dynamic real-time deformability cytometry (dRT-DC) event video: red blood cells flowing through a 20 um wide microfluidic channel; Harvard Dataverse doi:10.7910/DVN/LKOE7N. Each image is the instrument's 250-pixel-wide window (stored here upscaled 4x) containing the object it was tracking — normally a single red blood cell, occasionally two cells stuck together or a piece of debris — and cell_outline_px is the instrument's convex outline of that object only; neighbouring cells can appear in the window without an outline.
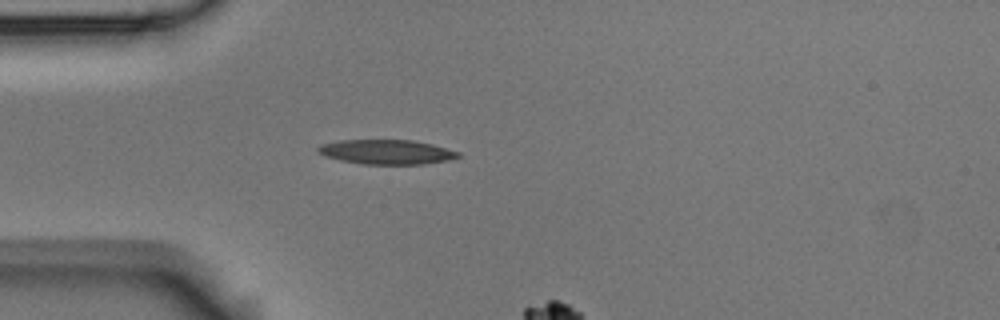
{"species": "Egyptian fruit bat (a non-hibernating species)", "species_latin": "Rousettus aegyptiacus", "temperature_condition": "room temperature", "stored_images_in_passage": 6, "camera_frame_rate_fps": 3000, "um_per_image_px": 0.085, "animal": {"sex": "male"}, "frame": {"image": 1, "passage_image": 5, "time_ms": 1.333, "image_size_px": [1000, 320], "cell_outline_px": [[460, 156], [444, 160], [420, 164], [364, 164], [340, 160], [324, 156], [316, 152], [316, 148], [320, 144], [340, 140], [412, 140], [432, 144], [460, 152]], "centroid_in_image_um": [32.78, 12.9], "position_along_channel_um": 52.2, "area_um2": 19.94}}